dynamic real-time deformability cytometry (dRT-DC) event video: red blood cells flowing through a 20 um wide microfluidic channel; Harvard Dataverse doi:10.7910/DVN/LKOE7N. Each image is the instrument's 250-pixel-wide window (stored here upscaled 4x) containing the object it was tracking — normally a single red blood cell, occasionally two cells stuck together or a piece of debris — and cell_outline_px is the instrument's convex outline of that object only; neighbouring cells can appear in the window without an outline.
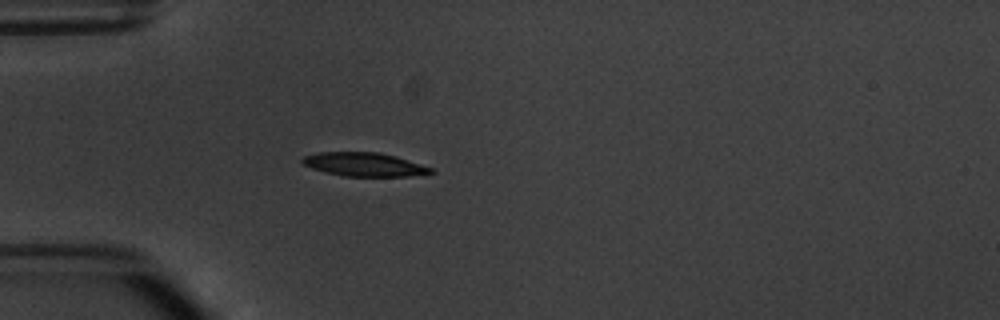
{"species": "common noctule bat (a hibernating species)", "species_latin": "Nyctalus noctula", "temperature_condition": "warm", "stored_images_in_passage": 5, "camera_frame_rate_fps": 3000, "um_per_image_px": 0.085, "animal": {"sex": "male", "body_mass_g": 20.1, "forearm_length_mm": 53.5}, "frame": {"image": 1, "passage_image": 5, "time_ms": 5.0, "image_size_px": [1000, 320], "cell_outline_px": [[436, 172], [408, 176], [344, 176], [324, 172], [300, 164], [300, 160], [304, 156], [320, 152], [380, 152], [396, 156], [432, 168]], "centroid_in_image_um": [30.92, 13.97], "position_along_channel_um": 54.1, "area_um2": 17.74}}